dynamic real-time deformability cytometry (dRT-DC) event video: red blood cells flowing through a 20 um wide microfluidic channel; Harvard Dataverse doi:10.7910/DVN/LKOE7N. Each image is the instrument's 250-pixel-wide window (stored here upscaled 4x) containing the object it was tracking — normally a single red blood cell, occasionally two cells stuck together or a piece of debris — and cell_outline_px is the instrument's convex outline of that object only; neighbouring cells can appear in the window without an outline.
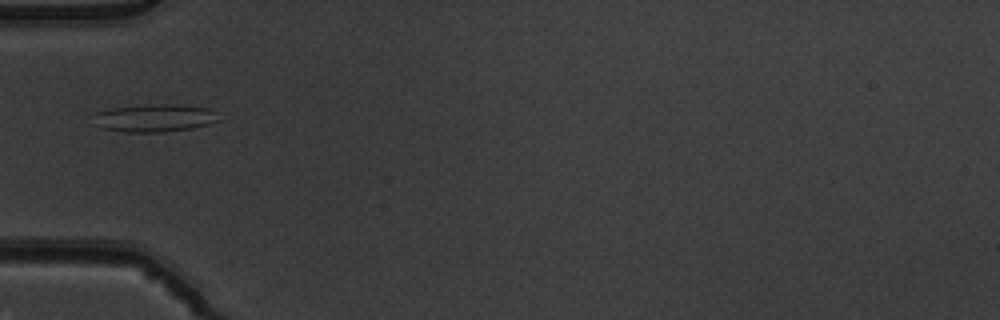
{"species": "common noctule bat (a hibernating species)", "species_latin": "Nyctalus noctula", "temperature_condition": "warm", "stored_images_in_passage": 22, "camera_frame_rate_fps": 3000, "um_per_image_px": 0.085, "animal": {"sex": "male", "body_mass_g": 19.5, "forearm_length_mm": 54.6}, "frame": {"image": 1, "passage_image": 1, "time_ms": 0.0, "image_size_px": [1000, 320], "cell_outline_px": [[224, 120], [192, 128], [160, 132], [124, 132], [100, 128], [96, 112], [112, 108], [152, 104], [176, 104], [208, 108], [220, 112]], "centroid_in_image_um": [13.3, 10.02], "position_along_channel_um": 71.7, "area_um2": 20.29}}
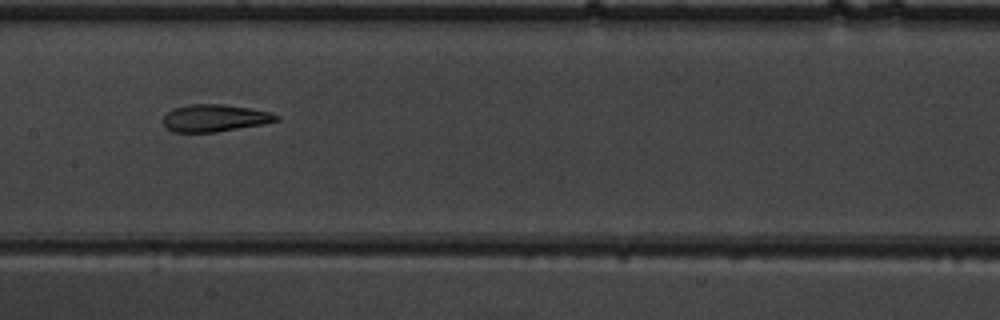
{"frame": {"image": 2, "passage_image": 10, "time_ms": 3.0, "image_size_px": [1000, 320], "cell_outline_px": [[280, 120], [264, 124], [216, 132], [172, 132], [164, 128], [160, 120], [168, 112], [176, 108], [188, 104], [224, 104], [248, 108], [268, 112], [280, 116]], "centroid_in_image_um": [18.21, 10.05], "position_along_channel_um": 189.2, "area_um2": 18.09}}
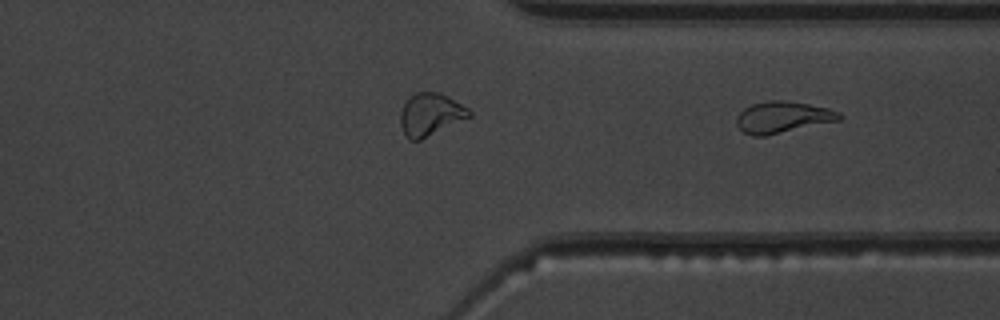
{"frame": {"image": 3, "passage_image": 22, "time_ms": 7.0, "image_size_px": [1000, 320], "cell_outline_px": [[844, 116], [840, 120], [764, 136], [752, 136], [744, 132], [736, 124], [736, 116], [744, 108], [752, 104], [772, 100], [788, 100], [828, 108], [840, 112]], "centroid_in_image_um": [66.54, 9.95], "position_along_channel_um": 344.9, "area_um2": 18.84}}